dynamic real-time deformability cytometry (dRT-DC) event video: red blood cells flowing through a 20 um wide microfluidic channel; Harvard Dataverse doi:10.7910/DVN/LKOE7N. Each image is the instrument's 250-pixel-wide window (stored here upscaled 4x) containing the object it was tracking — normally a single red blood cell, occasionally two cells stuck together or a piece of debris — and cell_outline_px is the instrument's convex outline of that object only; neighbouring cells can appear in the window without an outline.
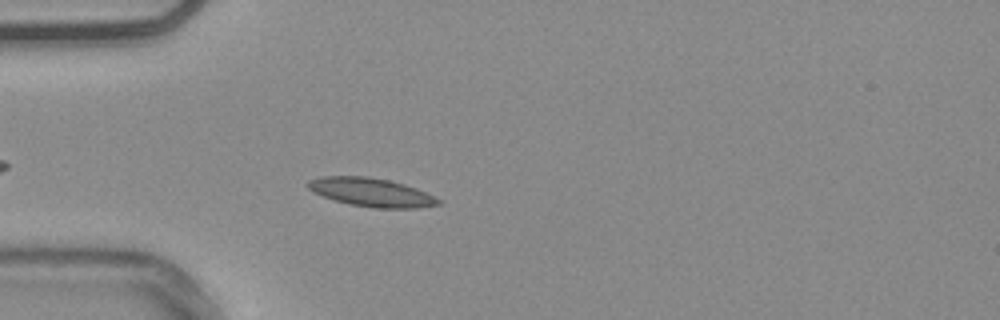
{"species": "common noctule bat (a hibernating species)", "species_latin": "Nyctalus noctula", "temperature_condition": "warm", "stored_images_in_passage": 20, "camera_frame_rate_fps": 3000, "um_per_image_px": 0.085, "animal": {"sex": "male", "body_mass_g": 20.4}, "frame": {"image": 1, "passage_image": 6, "time_ms": 1.667, "image_size_px": [1000, 320], "cell_outline_px": [[444, 204], [416, 208], [376, 208], [348, 204], [312, 192], [308, 188], [308, 180], [320, 176], [368, 176], [388, 180], [404, 184], [416, 188], [440, 200]], "centroid_in_image_um": [31.55, 16.34], "position_along_channel_um": 53.4, "area_um2": 21.62}}